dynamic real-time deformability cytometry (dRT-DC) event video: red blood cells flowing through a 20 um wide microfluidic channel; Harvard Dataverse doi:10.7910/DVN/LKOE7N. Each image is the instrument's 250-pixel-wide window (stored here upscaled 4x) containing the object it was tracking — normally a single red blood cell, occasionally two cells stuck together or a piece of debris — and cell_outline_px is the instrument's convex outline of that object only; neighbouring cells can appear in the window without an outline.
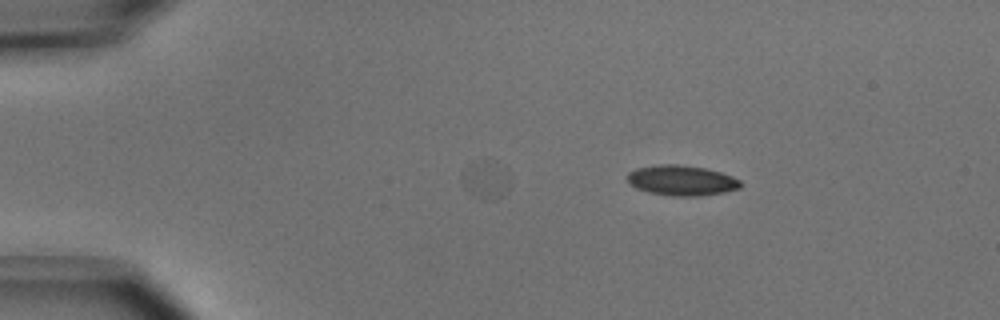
{"species": "common noctule bat (a hibernating species)", "species_latin": "Nyctalus noctula", "temperature_condition": "cold", "stored_images_in_passage": 43, "camera_frame_rate_fps": 3000, "um_per_image_px": 0.085, "animal": {"sex": "male", "body_mass_g": 15.6}, "frame": {"image": 1, "passage_image": 1, "time_ms": 0.0, "image_size_px": [1000, 320], "cell_outline_px": [[744, 184], [740, 188], [724, 192], [700, 196], [672, 196], [648, 192], [636, 188], [628, 184], [624, 176], [628, 172], [636, 168], [656, 164], [680, 164], [704, 168], [720, 172], [732, 176], [740, 180]], "centroid_in_image_um": [57.89, 15.33], "position_along_channel_um": 27.1, "area_um2": 20.35}}
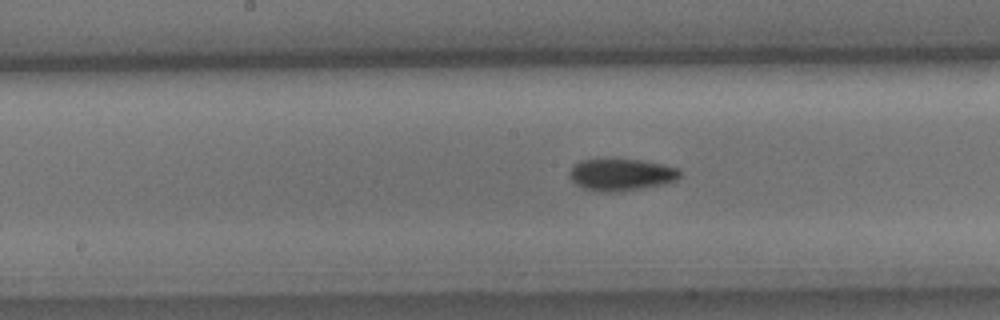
{"frame": {"image": 2, "passage_image": 19, "time_ms": 6.0, "image_size_px": [1000, 320], "cell_outline_px": [[680, 176], [676, 180], [664, 184], [616, 192], [604, 192], [584, 188], [576, 184], [568, 176], [568, 172], [572, 164], [580, 160], [640, 160], [680, 168]], "centroid_in_image_um": [52.77, 14.85], "position_along_channel_um": 195.4, "area_um2": 20.4}}
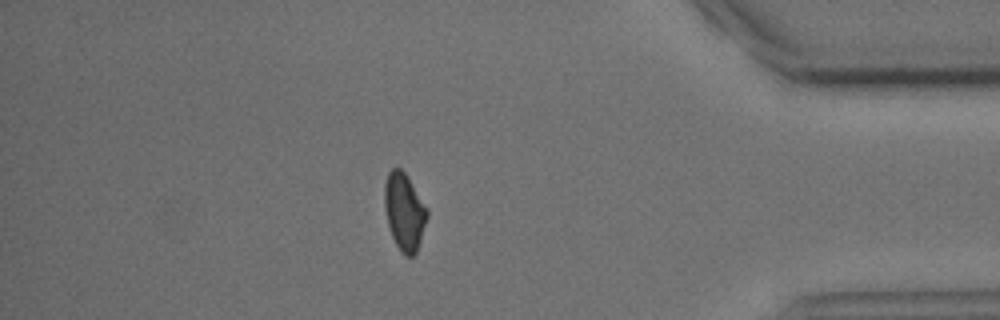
{"frame": {"image": 3, "passage_image": 37, "time_ms": 12.0, "image_size_px": [1000, 320], "cell_outline_px": [[428, 216], [416, 252], [412, 256], [404, 256], [400, 252], [392, 236], [388, 224], [384, 204], [384, 184], [388, 172], [392, 168], [400, 168], [408, 176], [428, 208]], "centroid_in_image_um": [34.37, 17.97], "position_along_channel_um": 400.8, "area_um2": 19.25}, "authors_computed_cell_mechanics": {"area_um2": 20.1722, "velocity_mm_per_s": 3.9535, "shape_relaxation_time_tau1_ms": 4.7805, "shape_relaxation_time_tau2_ms": null, "deformation_change_tau1": 0.1175, "deformation_change_tau2": null}}